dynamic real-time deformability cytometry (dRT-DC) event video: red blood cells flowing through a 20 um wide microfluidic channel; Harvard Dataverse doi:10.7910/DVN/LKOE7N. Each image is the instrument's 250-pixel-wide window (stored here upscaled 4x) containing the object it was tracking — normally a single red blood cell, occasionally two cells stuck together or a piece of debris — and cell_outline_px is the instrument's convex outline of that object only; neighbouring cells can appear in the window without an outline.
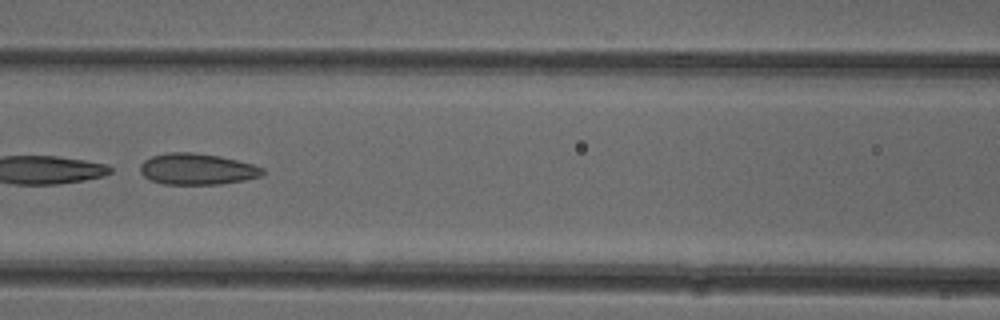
{"species": "common noctule bat (a hibernating species)", "species_latin": "Nyctalus noctula", "temperature_condition": "cold", "stored_images_in_passage": 50, "camera_frame_rate_fps": 3000, "um_per_image_px": 0.085, "animal": {"sex": "female"}, "frame": {"image": 1, "passage_image": 22, "time_ms": 7.0, "image_size_px": [1000, 320], "cell_outline_px": [[264, 172], [260, 176], [244, 180], [220, 184], [164, 184], [152, 180], [144, 176], [140, 172], [140, 164], [144, 160], [152, 156], [168, 152], [192, 152], [220, 156], [252, 164], [264, 168]], "centroid_in_image_um": [16.74, 14.36], "position_along_channel_um": 149.9, "area_um2": 22.2}}